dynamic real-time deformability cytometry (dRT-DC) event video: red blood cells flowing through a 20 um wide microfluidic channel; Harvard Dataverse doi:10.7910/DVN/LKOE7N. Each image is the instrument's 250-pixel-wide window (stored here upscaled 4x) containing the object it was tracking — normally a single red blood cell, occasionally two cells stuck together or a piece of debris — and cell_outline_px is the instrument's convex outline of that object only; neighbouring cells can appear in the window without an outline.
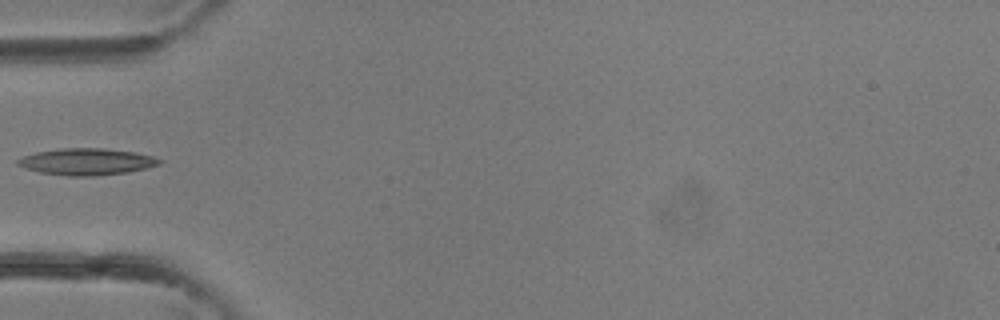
{"species": "common noctule bat (a hibernating species)", "species_latin": "Nyctalus noctula", "temperature_condition": "room temperature", "stored_images_in_passage": 2, "camera_frame_rate_fps": 3000, "um_per_image_px": 0.085, "animal": {"sex": "female"}, "frame": {"image": 1, "passage_image": 2, "time_ms": 0.333, "image_size_px": [1000, 320], "cell_outline_px": [[164, 160], [160, 164], [128, 172], [96, 176], [68, 176], [40, 172], [24, 168], [16, 164], [16, 160], [24, 156], [36, 152], [60, 148], [104, 148], [136, 152], [152, 156]], "centroid_in_image_um": [7.36, 13.74], "position_along_channel_um": 77.6, "area_um2": 22.08}}